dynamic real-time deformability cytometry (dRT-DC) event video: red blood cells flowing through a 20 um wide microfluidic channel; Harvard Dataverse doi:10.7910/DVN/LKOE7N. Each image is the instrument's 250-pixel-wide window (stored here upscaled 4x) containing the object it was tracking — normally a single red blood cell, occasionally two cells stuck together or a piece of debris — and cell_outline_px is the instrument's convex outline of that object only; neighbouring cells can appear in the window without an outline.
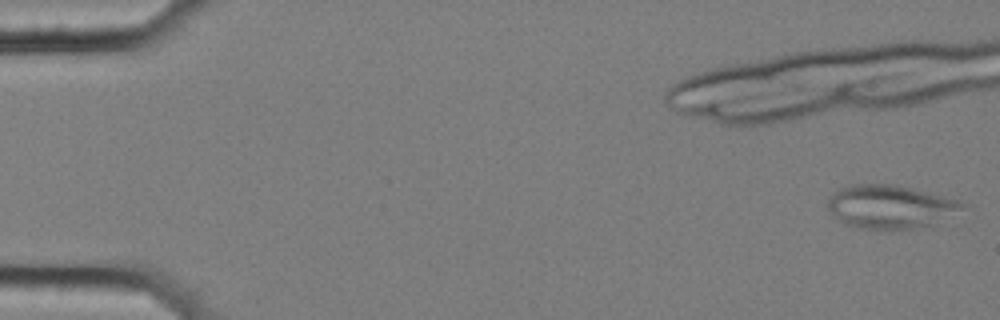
{"species": "common noctule bat (a hibernating species)", "species_latin": "Nyctalus noctula", "temperature_condition": "cold", "stored_images_in_passage": 14, "camera_frame_rate_fps": 3000, "um_per_image_px": 0.085, "animal": {"sex": "female", "body_mass_g": 25.1}, "frame": {"image": 1, "passage_image": 1, "time_ms": 0.0, "image_size_px": [1000, 320], "cell_outline_px": [[964, 208], [932, 224], [912, 228], [880, 232], [856, 228], [844, 224], [836, 220], [828, 208], [828, 200], [832, 192], [848, 184], [896, 184], [912, 188], [956, 200], [964, 204]], "centroid_in_image_um": [75.55, 17.59], "position_along_channel_um": 9.5, "area_um2": 34.39}}